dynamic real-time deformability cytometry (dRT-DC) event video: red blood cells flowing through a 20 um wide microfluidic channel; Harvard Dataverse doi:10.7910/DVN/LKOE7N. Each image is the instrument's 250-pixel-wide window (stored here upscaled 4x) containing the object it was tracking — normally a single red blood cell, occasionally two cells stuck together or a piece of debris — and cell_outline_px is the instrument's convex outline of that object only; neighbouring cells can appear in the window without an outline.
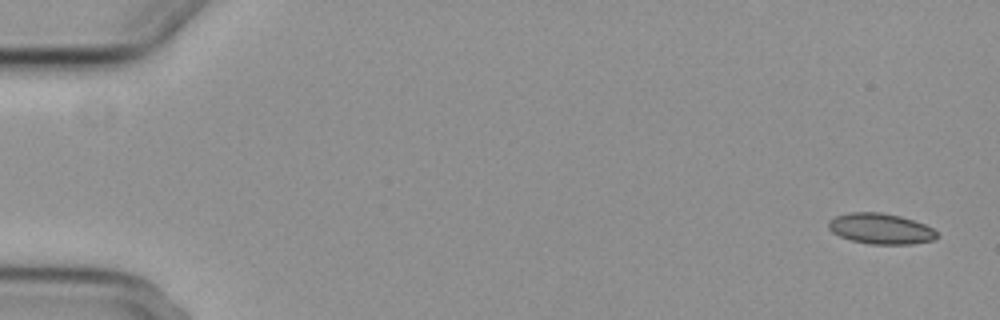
{"species": "common noctule bat (a hibernating species)", "species_latin": "Nyctalus noctula", "temperature_condition": "cold", "stored_images_in_passage": 6, "camera_frame_rate_fps": 3000, "um_per_image_px": 0.085, "animal": {"sex": "female", "body_mass_g": 29.2, "forearm_length_mm": 56.3}, "frame": {"image": 1, "passage_image": 1, "time_ms": 0.0, "image_size_px": [1000, 320], "cell_outline_px": [[936, 240], [912, 244], [868, 244], [852, 240], [840, 236], [832, 232], [828, 228], [828, 220], [836, 216], [852, 212], [880, 212], [900, 216], [924, 224], [932, 228], [936, 232]], "centroid_in_image_um": [74.84, 19.44], "position_along_channel_um": 10.2, "area_um2": 19.31}}
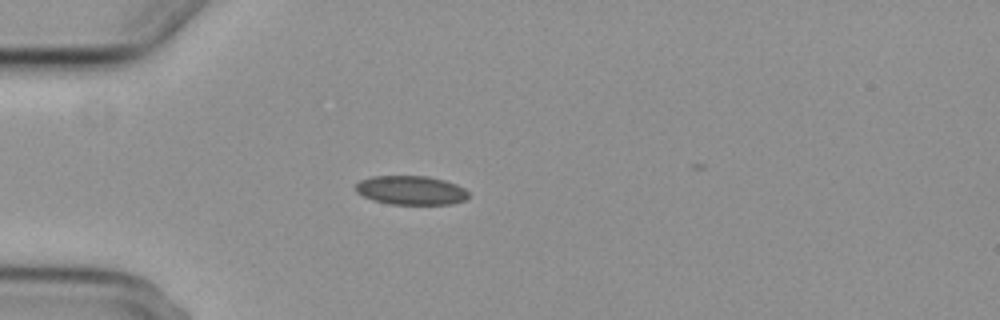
{"frame": {"image": 2, "passage_image": 5, "time_ms": 4.667, "image_size_px": [1000, 320], "cell_outline_px": [[468, 196], [464, 200], [452, 204], [388, 204], [372, 200], [356, 192], [356, 184], [360, 180], [372, 176], [428, 176], [444, 180], [456, 184], [464, 188], [468, 192]], "centroid_in_image_um": [34.92, 16.17], "position_along_channel_um": 50.1, "area_um2": 19.07}}